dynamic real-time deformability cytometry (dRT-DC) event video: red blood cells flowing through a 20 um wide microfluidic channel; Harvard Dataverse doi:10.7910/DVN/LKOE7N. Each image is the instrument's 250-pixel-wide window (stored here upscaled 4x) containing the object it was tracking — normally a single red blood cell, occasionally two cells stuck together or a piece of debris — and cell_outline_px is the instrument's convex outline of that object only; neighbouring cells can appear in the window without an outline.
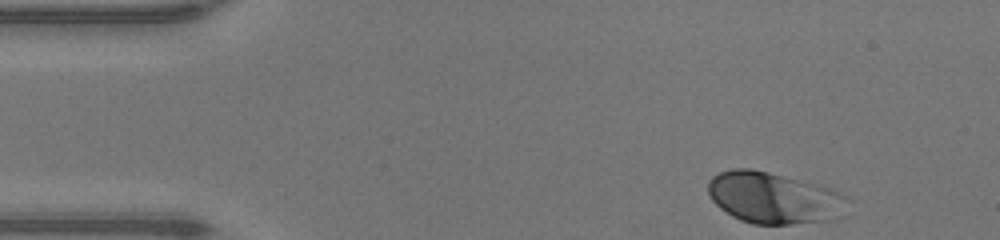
{"species": "human", "species_latin": "Homo sapiens", "temperature_condition": "warm", "stored_images_in_passage": 35, "camera_frame_rate_fps": 3000, "um_per_image_px": 0.085, "donor": {"sex": "male"}, "frame": {"image": 1, "passage_image": 1, "time_ms": 0.0, "image_size_px": [1000, 240], "cell_outline_px": [[852, 200], [828, 220], [792, 224], [752, 224], [740, 220], [732, 216], [720, 208], [708, 196], [708, 180], [712, 176], [720, 172], [732, 168], [752, 168], [832, 188], [848, 196]], "centroid_in_image_um": [65.71, 16.8], "position_along_channel_um": 19.3, "area_um2": 41.62}}
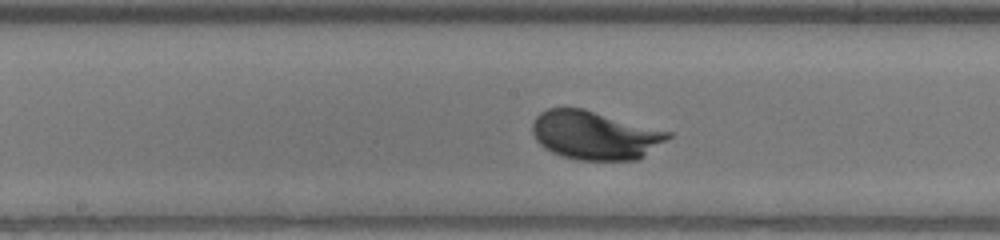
{"frame": {"image": 2, "passage_image": 20, "time_ms": 6.333, "image_size_px": [1000, 240], "cell_outline_px": [[672, 136], [644, 156], [636, 160], [580, 160], [560, 156], [544, 148], [536, 140], [532, 132], [532, 124], [536, 116], [540, 112], [548, 108], [584, 108], [672, 132]], "centroid_in_image_um": [50.56, 11.49], "position_along_channel_um": 197.6, "area_um2": 38.55}}
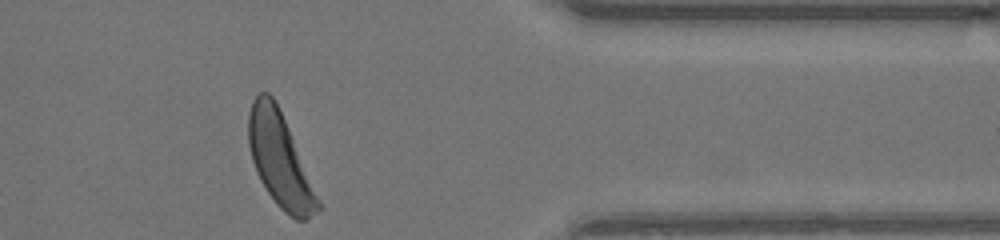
{"frame": {"image": 3, "passage_image": 35, "time_ms": 11.333, "image_size_px": [1000, 240], "cell_outline_px": [[320, 208], [316, 212], [304, 220], [296, 220], [288, 216], [276, 204], [260, 180], [256, 172], [252, 160], [248, 144], [248, 112], [252, 100], [256, 92], [268, 92], [276, 100], [320, 200]], "centroid_in_image_um": [23.76, 13.56], "position_along_channel_um": 387.6, "area_um2": 37.74}, "authors_computed_cell_mechanics": {"area_um2": 38.0902, "velocity_mm_per_s": 4.2466, "shape_relaxation_time_tau1_ms": 1.8249, "shape_relaxation_time_tau2_ms": null, "deformation_change_tau1": 0.1522, "deformation_change_tau2": null}}